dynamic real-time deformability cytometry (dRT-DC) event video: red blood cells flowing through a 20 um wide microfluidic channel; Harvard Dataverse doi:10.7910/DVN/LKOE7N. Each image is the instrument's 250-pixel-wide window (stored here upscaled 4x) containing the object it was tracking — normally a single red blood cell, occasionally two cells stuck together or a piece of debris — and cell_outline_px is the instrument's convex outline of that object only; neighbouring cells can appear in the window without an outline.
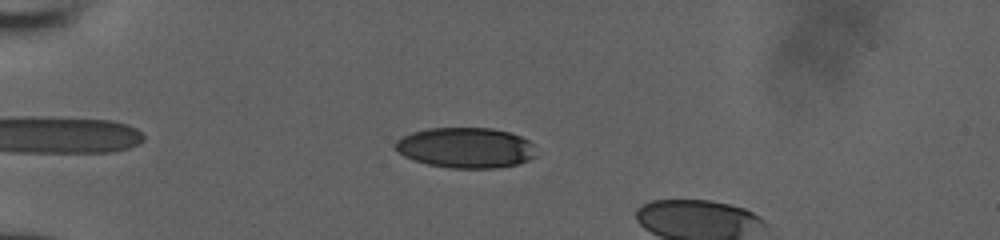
{"species": "human", "species_latin": "Homo sapiens", "temperature_condition": "room temperature", "stored_images_in_passage": 38, "camera_frame_rate_fps": 3000, "um_per_image_px": 0.085, "donor": {"sex": "male"}, "frame": {"image": 1, "passage_image": 6, "time_ms": 1.667, "image_size_px": [1000, 240], "cell_outline_px": [[536, 156], [520, 164], [496, 168], [448, 168], [428, 164], [404, 156], [396, 152], [392, 144], [396, 140], [412, 132], [428, 128], [492, 128], [508, 132], [520, 136], [536, 144]], "centroid_in_image_um": [39.6, 12.56], "position_along_channel_um": 45.4, "area_um2": 33.58}}
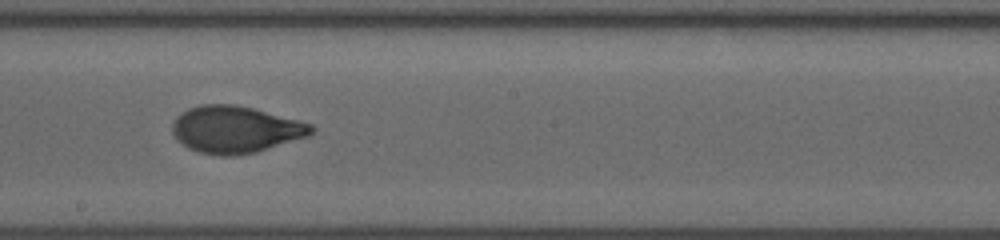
{"frame": {"image": 2, "passage_image": 22, "time_ms": 7.0, "image_size_px": [1000, 240], "cell_outline_px": [[316, 128], [308, 136], [256, 152], [236, 156], [216, 156], [196, 152], [188, 148], [172, 132], [172, 124], [176, 116], [188, 108], [200, 104], [236, 104], [252, 108], [312, 124]], "centroid_in_image_um": [19.99, 11.01], "position_along_channel_um": 228.2, "area_um2": 38.03}}
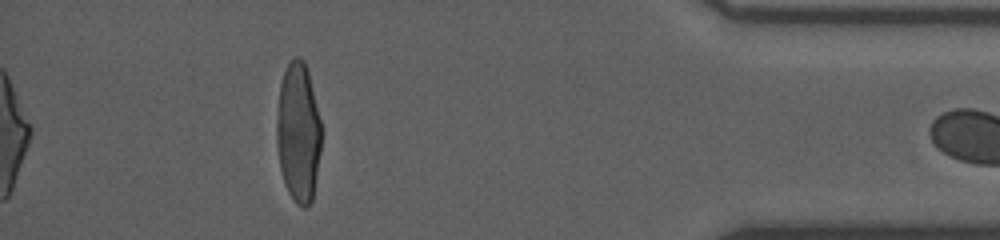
{"frame": {"image": 3, "passage_image": 38, "time_ms": 12.333, "image_size_px": [1000, 240], "cell_outline_px": [[324, 132], [312, 200], [304, 208], [296, 204], [288, 192], [284, 184], [280, 168], [276, 140], [276, 116], [280, 84], [284, 72], [292, 56], [300, 56], [304, 60], [308, 72], [324, 128]], "centroid_in_image_um": [25.38, 11.24], "position_along_channel_um": 409.8, "area_um2": 37.28}}